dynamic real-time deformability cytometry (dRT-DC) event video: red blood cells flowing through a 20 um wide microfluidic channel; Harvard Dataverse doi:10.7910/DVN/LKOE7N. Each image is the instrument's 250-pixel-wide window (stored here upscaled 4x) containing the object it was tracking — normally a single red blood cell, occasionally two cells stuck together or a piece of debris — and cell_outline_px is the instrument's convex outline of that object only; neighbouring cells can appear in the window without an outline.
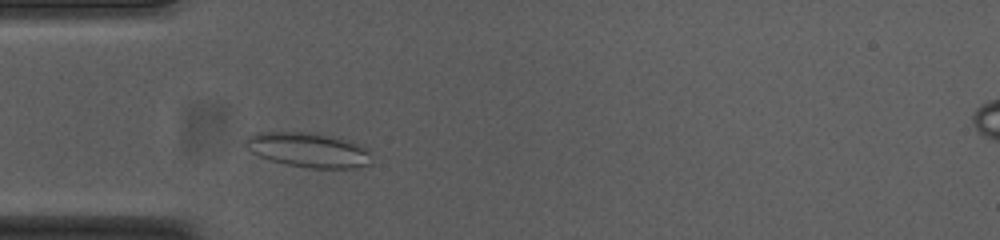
{"species": "common noctule bat (a hibernating species)", "species_latin": "Nyctalus noctula", "temperature_condition": "cold", "stored_images_in_passage": 36, "camera_frame_rate_fps": 3000, "um_per_image_px": 0.085, "animal": {"sex": "female", "body_mass_g": 23.0, "forearm_length_mm": 53.4}, "frame": {"image": 1, "passage_image": 7, "time_ms": 2.0, "image_size_px": [1000, 240], "cell_outline_px": [[372, 164], [356, 168], [308, 168], [288, 164], [272, 160], [260, 156], [244, 148], [244, 140], [248, 136], [256, 132], [308, 132], [352, 140], [368, 148]], "centroid_in_image_um": [26.23, 12.74], "position_along_channel_um": 58.8, "area_um2": 25.72}}
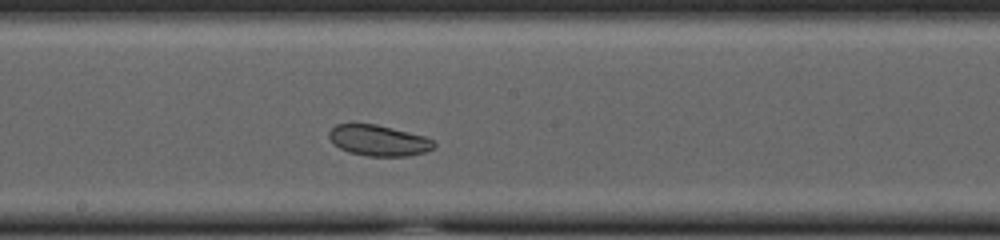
{"frame": {"image": 2, "passage_image": 20, "time_ms": 6.333, "image_size_px": [1000, 240], "cell_outline_px": [[436, 148], [424, 152], [408, 156], [368, 156], [348, 152], [340, 148], [328, 136], [328, 132], [336, 124], [376, 124], [424, 136], [432, 140], [436, 144]], "centroid_in_image_um": [32.2, 11.94], "position_along_channel_um": 216.0, "area_um2": 18.73}}
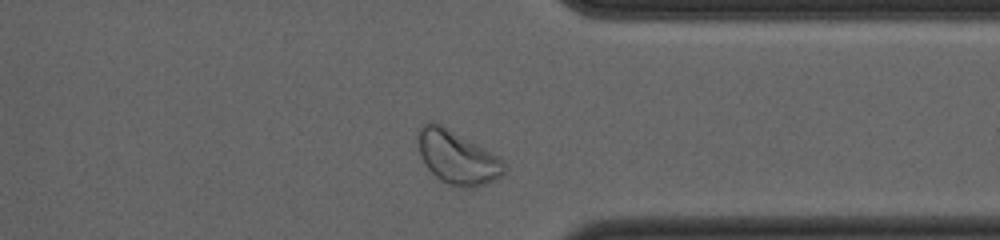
{"frame": {"image": 3, "passage_image": 33, "time_ms": 10.667, "image_size_px": [1000, 240], "cell_outline_px": [[508, 168], [500, 176], [476, 188], [464, 188], [448, 184], [440, 180], [424, 164], [420, 156], [416, 136], [420, 128], [424, 124], [432, 120], [436, 120], [484, 148], [496, 156]], "centroid_in_image_um": [38.81, 13.35], "position_along_channel_um": 372.6, "area_um2": 26.88}, "authors_computed_cell_mechanics": {"area_um2": 21.2704, "velocity_mm_per_s": 3.6951, "shape_relaxation_time_tau1_ms": 2.2849, "shape_relaxation_time_tau2_ms": 11.2359, "deformation_change_tau1": 0.0374, "deformation_change_tau2": 0.1426}}